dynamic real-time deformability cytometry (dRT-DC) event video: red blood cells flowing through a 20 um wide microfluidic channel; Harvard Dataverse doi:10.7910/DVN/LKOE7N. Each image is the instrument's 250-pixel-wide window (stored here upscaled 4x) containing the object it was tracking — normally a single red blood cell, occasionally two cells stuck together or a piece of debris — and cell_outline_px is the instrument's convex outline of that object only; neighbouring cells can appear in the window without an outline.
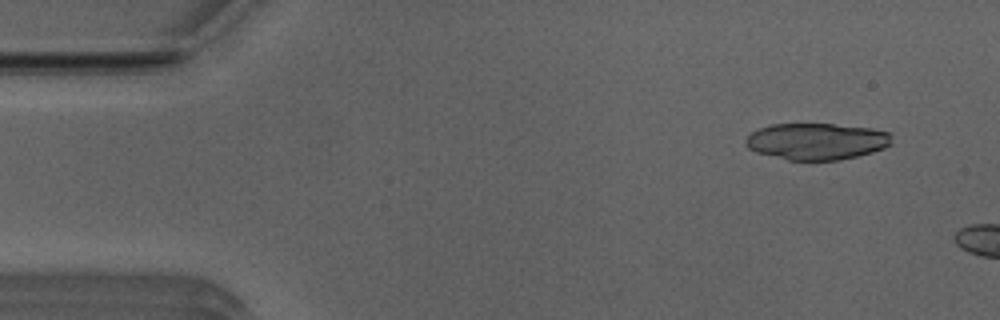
{"species": "Egyptian fruit bat (a non-hibernating species)", "species_latin": "Rousettus aegyptiacus", "temperature_condition": "room temperature", "stored_images_in_passage": 8, "camera_frame_rate_fps": 3000, "um_per_image_px": 0.085, "animal": {"sex": "male"}, "frame": {"image": 1, "passage_image": 4, "time_ms": 1.0, "image_size_px": [1000, 320], "cell_outline_px": [[892, 144], [884, 148], [872, 152], [840, 160], [788, 160], [756, 152], [748, 148], [744, 144], [744, 140], [752, 132], [760, 128], [772, 124], [832, 124], [872, 128], [888, 132], [892, 136]], "centroid_in_image_um": [69.41, 12.01], "position_along_channel_um": 15.6, "area_um2": 31.21}}